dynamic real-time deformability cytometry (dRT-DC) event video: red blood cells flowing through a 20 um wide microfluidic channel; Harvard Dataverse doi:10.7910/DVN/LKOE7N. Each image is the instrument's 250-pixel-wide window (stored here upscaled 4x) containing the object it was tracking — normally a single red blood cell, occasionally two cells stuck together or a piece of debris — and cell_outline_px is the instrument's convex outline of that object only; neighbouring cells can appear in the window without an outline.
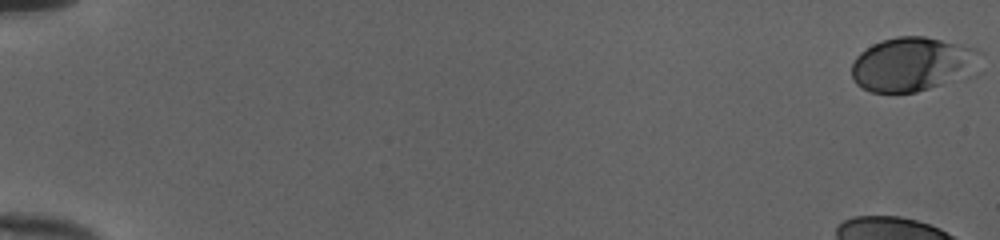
{"species": "human", "species_latin": "Homo sapiens", "temperature_condition": "cold", "stored_images_in_passage": 47, "camera_frame_rate_fps": 3000, "um_per_image_px": 0.085, "donor": {"sex": "female"}, "frame": {"image": 1, "passage_image": 1, "time_ms": 0.0, "image_size_px": [1000, 240], "cell_outline_px": [[980, 72], [976, 76], [916, 92], [872, 92], [856, 84], [852, 76], [852, 64], [856, 56], [860, 52], [872, 44], [896, 36], [924, 36], [976, 48], [980, 52]], "centroid_in_image_um": [77.67, 5.47], "position_along_channel_um": 7.3, "area_um2": 41.38}}